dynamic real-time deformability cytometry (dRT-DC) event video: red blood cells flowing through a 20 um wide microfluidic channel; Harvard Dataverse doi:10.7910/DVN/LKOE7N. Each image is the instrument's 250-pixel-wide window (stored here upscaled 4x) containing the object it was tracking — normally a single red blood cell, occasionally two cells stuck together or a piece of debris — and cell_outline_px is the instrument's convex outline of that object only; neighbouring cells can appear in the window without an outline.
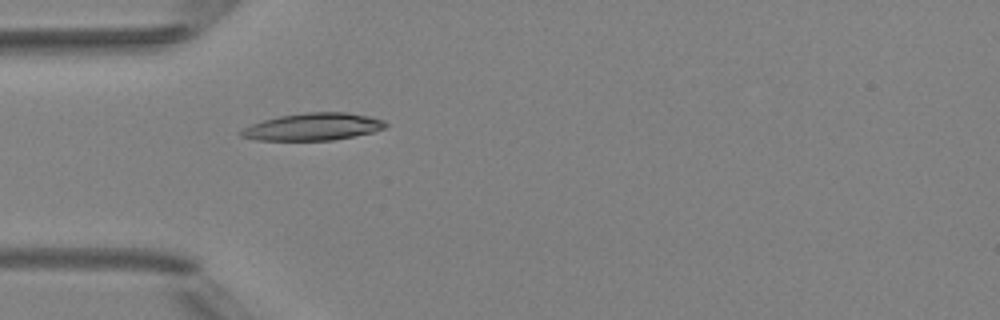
{"species": "Egyptian fruit bat (a non-hibernating species)", "species_latin": "Rousettus aegyptiacus", "temperature_condition": "room temperature", "stored_images_in_passage": 5, "camera_frame_rate_fps": 3000, "um_per_image_px": 0.085, "animal": {"sex": "female"}, "frame": {"image": 1, "passage_image": 5, "time_ms": 4.667, "image_size_px": [1000, 320], "cell_outline_px": [[388, 124], [384, 128], [372, 132], [332, 140], [256, 140], [240, 136], [236, 132], [252, 124], [264, 120], [280, 116], [304, 112], [344, 112], [368, 116], [384, 120]], "centroid_in_image_um": [26.57, 10.77], "position_along_channel_um": 58.4, "area_um2": 22.83}}